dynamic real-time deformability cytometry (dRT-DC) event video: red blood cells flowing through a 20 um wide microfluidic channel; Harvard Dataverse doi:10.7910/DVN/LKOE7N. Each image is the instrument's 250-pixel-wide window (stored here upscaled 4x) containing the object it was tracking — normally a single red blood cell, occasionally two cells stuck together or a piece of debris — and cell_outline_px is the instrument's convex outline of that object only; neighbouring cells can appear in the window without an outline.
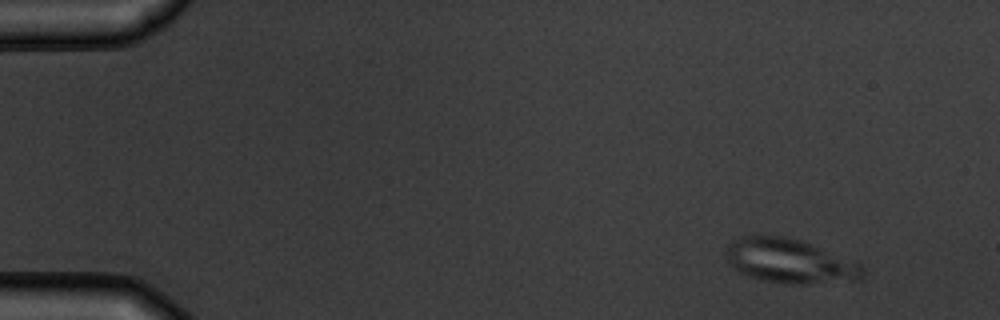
{"species": "common noctule bat (a hibernating species)", "species_latin": "Nyctalus noctula", "temperature_condition": "warm", "stored_images_in_passage": 4, "camera_frame_rate_fps": 3000, "um_per_image_px": 0.085, "animal": {"sex": "male", "body_mass_g": 19.5, "forearm_length_mm": 54.6}, "frame": {"image": 1, "passage_image": 1, "time_ms": 0.0, "image_size_px": [1000, 320], "cell_outline_px": [[864, 276], [860, 280], [800, 284], [784, 284], [764, 280], [748, 276], [736, 272], [728, 264], [724, 252], [728, 244], [732, 240], [740, 236], [784, 236], [800, 240], [860, 260], [864, 268]], "centroid_in_image_um": [67.16, 22.19], "position_along_channel_um": 17.8, "area_um2": 36.24}}